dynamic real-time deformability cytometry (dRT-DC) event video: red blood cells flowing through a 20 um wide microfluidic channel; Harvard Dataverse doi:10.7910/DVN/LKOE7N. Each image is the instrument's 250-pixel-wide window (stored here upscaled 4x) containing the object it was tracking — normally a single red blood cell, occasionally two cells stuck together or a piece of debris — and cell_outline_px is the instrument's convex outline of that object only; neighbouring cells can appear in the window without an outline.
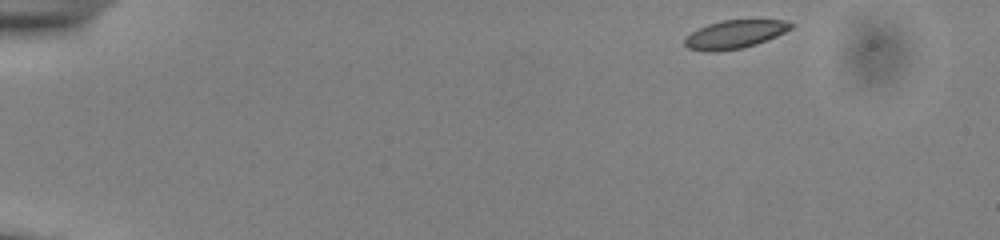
{"species": "common noctule bat (a hibernating species)", "species_latin": "Nyctalus noctula", "temperature_condition": "cold", "stored_images_in_passage": 48, "camera_frame_rate_fps": 3000, "um_per_image_px": 0.085, "animal": {"sex": "male", "body_mass_g": 13.0, "forearm_length_mm": 53.1}, "frame": {"image": 1, "passage_image": 1, "time_ms": 0.0, "image_size_px": [1000, 240], "cell_outline_px": [[796, 24], [792, 28], [776, 36], [756, 44], [744, 48], [716, 52], [704, 52], [688, 48], [684, 44], [684, 36], [708, 24], [720, 20], [784, 20]], "centroid_in_image_um": [62.43, 2.93], "position_along_channel_um": 22.6, "area_um2": 17.69}}
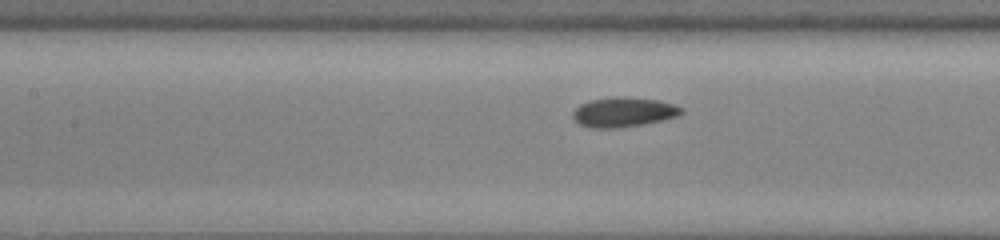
{"frame": {"image": 2, "passage_image": 20, "time_ms": 6.333, "image_size_px": [1000, 240], "cell_outline_px": [[684, 112], [676, 116], [644, 124], [616, 128], [592, 128], [580, 124], [572, 116], [572, 112], [580, 104], [592, 100], [616, 96], [660, 100], [684, 108]], "centroid_in_image_um": [53.0, 9.53], "position_along_channel_um": 154.4, "area_um2": 18.61}}
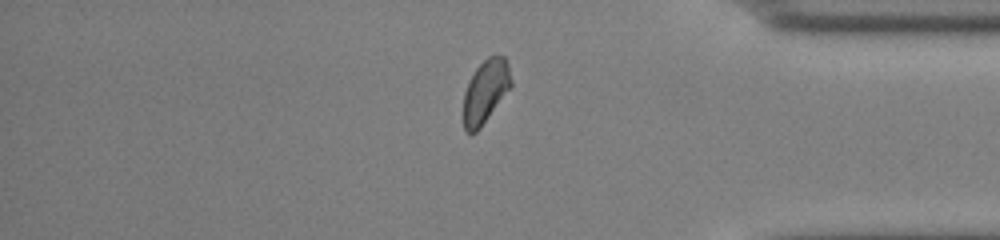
{"frame": {"image": 3, "passage_image": 40, "time_ms": 13.0, "image_size_px": [1000, 240], "cell_outline_px": [[512, 84], [480, 128], [476, 132], [468, 132], [464, 128], [464, 92], [468, 80], [476, 68], [488, 56], [496, 52], [504, 56], [508, 64], [512, 80]], "centroid_in_image_um": [41.27, 7.7], "position_along_channel_um": 393.9, "area_um2": 17.46}, "authors_computed_cell_mechanics": {"area_um2": 17.9758, "velocity_mm_per_s": 3.8527, "shape_relaxation_time_tau1_ms": 1.5291, "shape_relaxation_time_tau2_ms": 1.593, "deformation_change_tau1": 0.0746, "deformation_change_tau2": 0.06}}